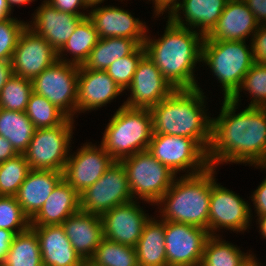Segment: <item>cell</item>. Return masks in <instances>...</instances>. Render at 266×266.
Masks as SVG:
<instances>
[{
    "mask_svg": "<svg viewBox=\"0 0 266 266\" xmlns=\"http://www.w3.org/2000/svg\"><path fill=\"white\" fill-rule=\"evenodd\" d=\"M221 101L218 116L212 115L209 166H266V108L246 106L238 111L241 104L232 99Z\"/></svg>",
    "mask_w": 266,
    "mask_h": 266,
    "instance_id": "6da1fadb",
    "label": "cell"
},
{
    "mask_svg": "<svg viewBox=\"0 0 266 266\" xmlns=\"http://www.w3.org/2000/svg\"><path fill=\"white\" fill-rule=\"evenodd\" d=\"M149 29L143 44L146 56L174 89H196L200 84L196 65H201L204 37L193 29L176 25L168 17L158 39L149 34Z\"/></svg>",
    "mask_w": 266,
    "mask_h": 266,
    "instance_id": "7a4b0ae2",
    "label": "cell"
},
{
    "mask_svg": "<svg viewBox=\"0 0 266 266\" xmlns=\"http://www.w3.org/2000/svg\"><path fill=\"white\" fill-rule=\"evenodd\" d=\"M200 86L196 89H175L150 108L153 134L189 137L208 151L212 117L208 112V98Z\"/></svg>",
    "mask_w": 266,
    "mask_h": 266,
    "instance_id": "3957f363",
    "label": "cell"
},
{
    "mask_svg": "<svg viewBox=\"0 0 266 266\" xmlns=\"http://www.w3.org/2000/svg\"><path fill=\"white\" fill-rule=\"evenodd\" d=\"M211 189L212 167L199 174L177 176L154 205L159 209L156 215L164 221L191 224L209 232Z\"/></svg>",
    "mask_w": 266,
    "mask_h": 266,
    "instance_id": "277c9868",
    "label": "cell"
},
{
    "mask_svg": "<svg viewBox=\"0 0 266 266\" xmlns=\"http://www.w3.org/2000/svg\"><path fill=\"white\" fill-rule=\"evenodd\" d=\"M111 116L100 144L115 161L148 150L153 135L150 109L127 107L123 102Z\"/></svg>",
    "mask_w": 266,
    "mask_h": 266,
    "instance_id": "5b68a950",
    "label": "cell"
},
{
    "mask_svg": "<svg viewBox=\"0 0 266 266\" xmlns=\"http://www.w3.org/2000/svg\"><path fill=\"white\" fill-rule=\"evenodd\" d=\"M203 40L202 67L212 72L220 83L223 99H231L240 89L244 77L255 63L251 42Z\"/></svg>",
    "mask_w": 266,
    "mask_h": 266,
    "instance_id": "8992f818",
    "label": "cell"
},
{
    "mask_svg": "<svg viewBox=\"0 0 266 266\" xmlns=\"http://www.w3.org/2000/svg\"><path fill=\"white\" fill-rule=\"evenodd\" d=\"M120 162L125 169L133 199L152 207L163 197L177 177L147 150L125 157Z\"/></svg>",
    "mask_w": 266,
    "mask_h": 266,
    "instance_id": "52a82bcc",
    "label": "cell"
},
{
    "mask_svg": "<svg viewBox=\"0 0 266 266\" xmlns=\"http://www.w3.org/2000/svg\"><path fill=\"white\" fill-rule=\"evenodd\" d=\"M75 121L68 118L58 126L36 129L23 153L30 169L63 172L72 148Z\"/></svg>",
    "mask_w": 266,
    "mask_h": 266,
    "instance_id": "ba28073f",
    "label": "cell"
},
{
    "mask_svg": "<svg viewBox=\"0 0 266 266\" xmlns=\"http://www.w3.org/2000/svg\"><path fill=\"white\" fill-rule=\"evenodd\" d=\"M147 151L177 176L199 174L210 167L207 152L189 137L153 134Z\"/></svg>",
    "mask_w": 266,
    "mask_h": 266,
    "instance_id": "9c48e42d",
    "label": "cell"
},
{
    "mask_svg": "<svg viewBox=\"0 0 266 266\" xmlns=\"http://www.w3.org/2000/svg\"><path fill=\"white\" fill-rule=\"evenodd\" d=\"M217 168L212 167V189L209 208V234L221 235L219 232L233 231L236 234L248 231L252 226V216L249 206L239 193L217 183ZM224 229V231H223Z\"/></svg>",
    "mask_w": 266,
    "mask_h": 266,
    "instance_id": "30bf717a",
    "label": "cell"
},
{
    "mask_svg": "<svg viewBox=\"0 0 266 266\" xmlns=\"http://www.w3.org/2000/svg\"><path fill=\"white\" fill-rule=\"evenodd\" d=\"M79 66L57 60L31 80L33 92L45 97L68 118H77Z\"/></svg>",
    "mask_w": 266,
    "mask_h": 266,
    "instance_id": "8fae6325",
    "label": "cell"
},
{
    "mask_svg": "<svg viewBox=\"0 0 266 266\" xmlns=\"http://www.w3.org/2000/svg\"><path fill=\"white\" fill-rule=\"evenodd\" d=\"M79 196L81 211L99 216L116 206L134 200L125 169L120 161H114L102 177Z\"/></svg>",
    "mask_w": 266,
    "mask_h": 266,
    "instance_id": "7c38bea8",
    "label": "cell"
},
{
    "mask_svg": "<svg viewBox=\"0 0 266 266\" xmlns=\"http://www.w3.org/2000/svg\"><path fill=\"white\" fill-rule=\"evenodd\" d=\"M85 142L70 151L63 179L79 194L93 185L115 161L101 144Z\"/></svg>",
    "mask_w": 266,
    "mask_h": 266,
    "instance_id": "4fadbf2b",
    "label": "cell"
},
{
    "mask_svg": "<svg viewBox=\"0 0 266 266\" xmlns=\"http://www.w3.org/2000/svg\"><path fill=\"white\" fill-rule=\"evenodd\" d=\"M209 236L204 228L165 221L167 266H200Z\"/></svg>",
    "mask_w": 266,
    "mask_h": 266,
    "instance_id": "5bb4252c",
    "label": "cell"
},
{
    "mask_svg": "<svg viewBox=\"0 0 266 266\" xmlns=\"http://www.w3.org/2000/svg\"><path fill=\"white\" fill-rule=\"evenodd\" d=\"M57 60V51L26 26L18 39L11 64L14 75L32 80Z\"/></svg>",
    "mask_w": 266,
    "mask_h": 266,
    "instance_id": "9a60e30c",
    "label": "cell"
},
{
    "mask_svg": "<svg viewBox=\"0 0 266 266\" xmlns=\"http://www.w3.org/2000/svg\"><path fill=\"white\" fill-rule=\"evenodd\" d=\"M174 90L155 63L145 55L140 60L132 82L127 88L128 97L124 105L131 108L150 109Z\"/></svg>",
    "mask_w": 266,
    "mask_h": 266,
    "instance_id": "2e32d148",
    "label": "cell"
},
{
    "mask_svg": "<svg viewBox=\"0 0 266 266\" xmlns=\"http://www.w3.org/2000/svg\"><path fill=\"white\" fill-rule=\"evenodd\" d=\"M140 203L133 200L102 214L104 238L135 248L146 223L153 216L146 213Z\"/></svg>",
    "mask_w": 266,
    "mask_h": 266,
    "instance_id": "e0dca14e",
    "label": "cell"
},
{
    "mask_svg": "<svg viewBox=\"0 0 266 266\" xmlns=\"http://www.w3.org/2000/svg\"><path fill=\"white\" fill-rule=\"evenodd\" d=\"M89 19L94 24L99 38L119 37L134 39L143 45L148 27L146 22L132 15L128 9L114 5H98L89 10Z\"/></svg>",
    "mask_w": 266,
    "mask_h": 266,
    "instance_id": "ac0fdd59",
    "label": "cell"
},
{
    "mask_svg": "<svg viewBox=\"0 0 266 266\" xmlns=\"http://www.w3.org/2000/svg\"><path fill=\"white\" fill-rule=\"evenodd\" d=\"M123 91L105 70H90L79 66L77 117L111 104Z\"/></svg>",
    "mask_w": 266,
    "mask_h": 266,
    "instance_id": "d6986e66",
    "label": "cell"
},
{
    "mask_svg": "<svg viewBox=\"0 0 266 266\" xmlns=\"http://www.w3.org/2000/svg\"><path fill=\"white\" fill-rule=\"evenodd\" d=\"M27 26L42 36L57 52L64 46L76 26L88 16H78L61 12L45 0L31 14Z\"/></svg>",
    "mask_w": 266,
    "mask_h": 266,
    "instance_id": "ffe728a7",
    "label": "cell"
},
{
    "mask_svg": "<svg viewBox=\"0 0 266 266\" xmlns=\"http://www.w3.org/2000/svg\"><path fill=\"white\" fill-rule=\"evenodd\" d=\"M258 27L259 23L243 0H228L216 26L203 40L251 42Z\"/></svg>",
    "mask_w": 266,
    "mask_h": 266,
    "instance_id": "44dd1931",
    "label": "cell"
},
{
    "mask_svg": "<svg viewBox=\"0 0 266 266\" xmlns=\"http://www.w3.org/2000/svg\"><path fill=\"white\" fill-rule=\"evenodd\" d=\"M227 2L228 0H181L166 17L176 25L193 29L206 37L216 26Z\"/></svg>",
    "mask_w": 266,
    "mask_h": 266,
    "instance_id": "7402d4cb",
    "label": "cell"
},
{
    "mask_svg": "<svg viewBox=\"0 0 266 266\" xmlns=\"http://www.w3.org/2000/svg\"><path fill=\"white\" fill-rule=\"evenodd\" d=\"M37 235L43 266H85L61 225L30 227Z\"/></svg>",
    "mask_w": 266,
    "mask_h": 266,
    "instance_id": "603a6c76",
    "label": "cell"
},
{
    "mask_svg": "<svg viewBox=\"0 0 266 266\" xmlns=\"http://www.w3.org/2000/svg\"><path fill=\"white\" fill-rule=\"evenodd\" d=\"M62 226L75 251L88 262L104 238L101 217L80 210L69 216Z\"/></svg>",
    "mask_w": 266,
    "mask_h": 266,
    "instance_id": "cb8c5ba5",
    "label": "cell"
},
{
    "mask_svg": "<svg viewBox=\"0 0 266 266\" xmlns=\"http://www.w3.org/2000/svg\"><path fill=\"white\" fill-rule=\"evenodd\" d=\"M80 210L79 193L62 179L40 210L30 219V225L31 227L61 225L69 216Z\"/></svg>",
    "mask_w": 266,
    "mask_h": 266,
    "instance_id": "d4e9b609",
    "label": "cell"
},
{
    "mask_svg": "<svg viewBox=\"0 0 266 266\" xmlns=\"http://www.w3.org/2000/svg\"><path fill=\"white\" fill-rule=\"evenodd\" d=\"M63 179L56 170H30L15 196L23 212L31 219Z\"/></svg>",
    "mask_w": 266,
    "mask_h": 266,
    "instance_id": "484cf974",
    "label": "cell"
},
{
    "mask_svg": "<svg viewBox=\"0 0 266 266\" xmlns=\"http://www.w3.org/2000/svg\"><path fill=\"white\" fill-rule=\"evenodd\" d=\"M135 249L139 266H167L165 221L158 215L148 220Z\"/></svg>",
    "mask_w": 266,
    "mask_h": 266,
    "instance_id": "4316f807",
    "label": "cell"
},
{
    "mask_svg": "<svg viewBox=\"0 0 266 266\" xmlns=\"http://www.w3.org/2000/svg\"><path fill=\"white\" fill-rule=\"evenodd\" d=\"M98 32L89 17L84 18L64 46L57 52L58 60L83 65L99 40ZM70 55V58H68ZM66 56V57H65Z\"/></svg>",
    "mask_w": 266,
    "mask_h": 266,
    "instance_id": "83f0119b",
    "label": "cell"
},
{
    "mask_svg": "<svg viewBox=\"0 0 266 266\" xmlns=\"http://www.w3.org/2000/svg\"><path fill=\"white\" fill-rule=\"evenodd\" d=\"M138 46L130 38H100L83 66L90 70H106L114 61L130 55Z\"/></svg>",
    "mask_w": 266,
    "mask_h": 266,
    "instance_id": "f1b7e54d",
    "label": "cell"
},
{
    "mask_svg": "<svg viewBox=\"0 0 266 266\" xmlns=\"http://www.w3.org/2000/svg\"><path fill=\"white\" fill-rule=\"evenodd\" d=\"M36 131L25 112L0 108V135L7 139L18 154H23Z\"/></svg>",
    "mask_w": 266,
    "mask_h": 266,
    "instance_id": "f546056e",
    "label": "cell"
},
{
    "mask_svg": "<svg viewBox=\"0 0 266 266\" xmlns=\"http://www.w3.org/2000/svg\"><path fill=\"white\" fill-rule=\"evenodd\" d=\"M222 235H210L202 254L200 266H240L252 252L242 251L238 245L223 239Z\"/></svg>",
    "mask_w": 266,
    "mask_h": 266,
    "instance_id": "4dcf8cb0",
    "label": "cell"
},
{
    "mask_svg": "<svg viewBox=\"0 0 266 266\" xmlns=\"http://www.w3.org/2000/svg\"><path fill=\"white\" fill-rule=\"evenodd\" d=\"M3 266H43L36 233L28 230L15 234L7 251Z\"/></svg>",
    "mask_w": 266,
    "mask_h": 266,
    "instance_id": "1f68e13d",
    "label": "cell"
},
{
    "mask_svg": "<svg viewBox=\"0 0 266 266\" xmlns=\"http://www.w3.org/2000/svg\"><path fill=\"white\" fill-rule=\"evenodd\" d=\"M85 266H139L136 249L103 238Z\"/></svg>",
    "mask_w": 266,
    "mask_h": 266,
    "instance_id": "d6a6232c",
    "label": "cell"
},
{
    "mask_svg": "<svg viewBox=\"0 0 266 266\" xmlns=\"http://www.w3.org/2000/svg\"><path fill=\"white\" fill-rule=\"evenodd\" d=\"M25 113L36 129L55 127L68 119L54 104L35 92L30 95Z\"/></svg>",
    "mask_w": 266,
    "mask_h": 266,
    "instance_id": "836d02e7",
    "label": "cell"
},
{
    "mask_svg": "<svg viewBox=\"0 0 266 266\" xmlns=\"http://www.w3.org/2000/svg\"><path fill=\"white\" fill-rule=\"evenodd\" d=\"M246 93L251 99L248 107L266 108V65L254 63L244 77L243 83L238 92L231 98L235 103L240 104L241 94Z\"/></svg>",
    "mask_w": 266,
    "mask_h": 266,
    "instance_id": "e575fe53",
    "label": "cell"
},
{
    "mask_svg": "<svg viewBox=\"0 0 266 266\" xmlns=\"http://www.w3.org/2000/svg\"><path fill=\"white\" fill-rule=\"evenodd\" d=\"M30 170L29 164L23 154H17L0 163L1 196L15 197Z\"/></svg>",
    "mask_w": 266,
    "mask_h": 266,
    "instance_id": "d590c367",
    "label": "cell"
},
{
    "mask_svg": "<svg viewBox=\"0 0 266 266\" xmlns=\"http://www.w3.org/2000/svg\"><path fill=\"white\" fill-rule=\"evenodd\" d=\"M32 92L30 79L14 75L0 91V108L25 112Z\"/></svg>",
    "mask_w": 266,
    "mask_h": 266,
    "instance_id": "8d00e7d4",
    "label": "cell"
},
{
    "mask_svg": "<svg viewBox=\"0 0 266 266\" xmlns=\"http://www.w3.org/2000/svg\"><path fill=\"white\" fill-rule=\"evenodd\" d=\"M145 55L144 45H139L130 55L114 61L105 70L124 93H127L137 66Z\"/></svg>",
    "mask_w": 266,
    "mask_h": 266,
    "instance_id": "74e56055",
    "label": "cell"
},
{
    "mask_svg": "<svg viewBox=\"0 0 266 266\" xmlns=\"http://www.w3.org/2000/svg\"><path fill=\"white\" fill-rule=\"evenodd\" d=\"M31 227L29 217L23 212L14 196L0 197V228L22 233Z\"/></svg>",
    "mask_w": 266,
    "mask_h": 266,
    "instance_id": "f35d334b",
    "label": "cell"
},
{
    "mask_svg": "<svg viewBox=\"0 0 266 266\" xmlns=\"http://www.w3.org/2000/svg\"><path fill=\"white\" fill-rule=\"evenodd\" d=\"M27 26V20L12 16L0 21V60H11L18 39Z\"/></svg>",
    "mask_w": 266,
    "mask_h": 266,
    "instance_id": "ab89813d",
    "label": "cell"
},
{
    "mask_svg": "<svg viewBox=\"0 0 266 266\" xmlns=\"http://www.w3.org/2000/svg\"><path fill=\"white\" fill-rule=\"evenodd\" d=\"M255 169L261 168V171H266V166H254ZM266 173V172H265ZM251 198V202L253 207H250L251 216L252 219L257 216L266 214V176L262 180V182L257 186L256 190L251 192V195L249 196V200ZM253 208V209H252ZM255 209V210H254ZM254 210L255 216H253L252 211Z\"/></svg>",
    "mask_w": 266,
    "mask_h": 266,
    "instance_id": "60d3db41",
    "label": "cell"
},
{
    "mask_svg": "<svg viewBox=\"0 0 266 266\" xmlns=\"http://www.w3.org/2000/svg\"><path fill=\"white\" fill-rule=\"evenodd\" d=\"M251 45L254 61L266 65V24H259L252 36Z\"/></svg>",
    "mask_w": 266,
    "mask_h": 266,
    "instance_id": "b9f144b4",
    "label": "cell"
},
{
    "mask_svg": "<svg viewBox=\"0 0 266 266\" xmlns=\"http://www.w3.org/2000/svg\"><path fill=\"white\" fill-rule=\"evenodd\" d=\"M45 1L48 4H50L53 8H56L61 12L71 13L78 16H88L89 13V8L86 6L83 0H45Z\"/></svg>",
    "mask_w": 266,
    "mask_h": 266,
    "instance_id": "7bdbcfd3",
    "label": "cell"
},
{
    "mask_svg": "<svg viewBox=\"0 0 266 266\" xmlns=\"http://www.w3.org/2000/svg\"><path fill=\"white\" fill-rule=\"evenodd\" d=\"M148 1L149 3H151L152 1V8H154L152 10L153 11L152 17L155 19L163 16V14L169 15L181 0H148Z\"/></svg>",
    "mask_w": 266,
    "mask_h": 266,
    "instance_id": "ee69618b",
    "label": "cell"
},
{
    "mask_svg": "<svg viewBox=\"0 0 266 266\" xmlns=\"http://www.w3.org/2000/svg\"><path fill=\"white\" fill-rule=\"evenodd\" d=\"M259 24H266V0H243Z\"/></svg>",
    "mask_w": 266,
    "mask_h": 266,
    "instance_id": "f6af8a7d",
    "label": "cell"
},
{
    "mask_svg": "<svg viewBox=\"0 0 266 266\" xmlns=\"http://www.w3.org/2000/svg\"><path fill=\"white\" fill-rule=\"evenodd\" d=\"M14 236L15 234L12 231L0 228V264L6 259L7 251Z\"/></svg>",
    "mask_w": 266,
    "mask_h": 266,
    "instance_id": "bcb514c9",
    "label": "cell"
},
{
    "mask_svg": "<svg viewBox=\"0 0 266 266\" xmlns=\"http://www.w3.org/2000/svg\"><path fill=\"white\" fill-rule=\"evenodd\" d=\"M12 76H14V72L11 60H0V91Z\"/></svg>",
    "mask_w": 266,
    "mask_h": 266,
    "instance_id": "7dc6e473",
    "label": "cell"
},
{
    "mask_svg": "<svg viewBox=\"0 0 266 266\" xmlns=\"http://www.w3.org/2000/svg\"><path fill=\"white\" fill-rule=\"evenodd\" d=\"M18 153L13 148L12 144L0 135V163L16 156Z\"/></svg>",
    "mask_w": 266,
    "mask_h": 266,
    "instance_id": "c3c4849f",
    "label": "cell"
},
{
    "mask_svg": "<svg viewBox=\"0 0 266 266\" xmlns=\"http://www.w3.org/2000/svg\"><path fill=\"white\" fill-rule=\"evenodd\" d=\"M13 16L7 0H0V21H4Z\"/></svg>",
    "mask_w": 266,
    "mask_h": 266,
    "instance_id": "681fc988",
    "label": "cell"
},
{
    "mask_svg": "<svg viewBox=\"0 0 266 266\" xmlns=\"http://www.w3.org/2000/svg\"><path fill=\"white\" fill-rule=\"evenodd\" d=\"M257 221L256 224L258 225L257 228L259 227V234H260V238H263L264 240L266 239V214L257 216Z\"/></svg>",
    "mask_w": 266,
    "mask_h": 266,
    "instance_id": "f907efd6",
    "label": "cell"
},
{
    "mask_svg": "<svg viewBox=\"0 0 266 266\" xmlns=\"http://www.w3.org/2000/svg\"><path fill=\"white\" fill-rule=\"evenodd\" d=\"M256 256H257L256 254H254L253 252H251L245 258V260L241 263L240 266H263L264 264H262L261 262H259L260 260H258L259 258H257Z\"/></svg>",
    "mask_w": 266,
    "mask_h": 266,
    "instance_id": "816d5d0a",
    "label": "cell"
},
{
    "mask_svg": "<svg viewBox=\"0 0 266 266\" xmlns=\"http://www.w3.org/2000/svg\"><path fill=\"white\" fill-rule=\"evenodd\" d=\"M35 2L36 0H7V2H8V5H9V7H10V9L12 10V11H14V6H17V7H21V6H26V4L28 5L29 3H32V2Z\"/></svg>",
    "mask_w": 266,
    "mask_h": 266,
    "instance_id": "f5cc1de1",
    "label": "cell"
},
{
    "mask_svg": "<svg viewBox=\"0 0 266 266\" xmlns=\"http://www.w3.org/2000/svg\"><path fill=\"white\" fill-rule=\"evenodd\" d=\"M86 6L90 9L94 6L103 4L106 0H83Z\"/></svg>",
    "mask_w": 266,
    "mask_h": 266,
    "instance_id": "db71d44e",
    "label": "cell"
}]
</instances>
